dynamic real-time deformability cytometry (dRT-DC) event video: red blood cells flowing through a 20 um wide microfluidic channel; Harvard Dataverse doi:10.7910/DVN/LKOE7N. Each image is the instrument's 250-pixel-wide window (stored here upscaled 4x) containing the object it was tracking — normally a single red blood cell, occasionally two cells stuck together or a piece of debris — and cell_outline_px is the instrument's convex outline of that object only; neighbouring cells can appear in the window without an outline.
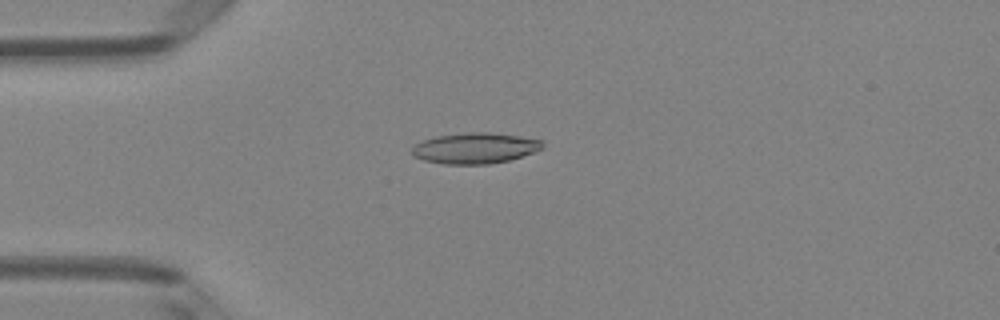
{"species": "Egyptian fruit bat (a non-hibernating species)", "species_latin": "Rousettus aegyptiacus", "temperature_condition": "room temperature", "stored_images_in_passage": 3, "camera_frame_rate_fps": 3000, "um_per_image_px": 0.085, "animal": {"sex": "female"}, "frame": {"image": 1, "passage_image": 3, "time_ms": 0.667, "image_size_px": [1000, 320], "cell_outline_px": [[544, 148], [508, 160], [488, 164], [444, 164], [424, 160], [416, 156], [412, 152], [412, 148], [416, 144], [424, 140], [436, 136], [464, 132], [488, 132], [520, 136], [544, 140]], "centroid_in_image_um": [40.4, 12.58], "position_along_channel_um": 44.6, "area_um2": 23.29}}